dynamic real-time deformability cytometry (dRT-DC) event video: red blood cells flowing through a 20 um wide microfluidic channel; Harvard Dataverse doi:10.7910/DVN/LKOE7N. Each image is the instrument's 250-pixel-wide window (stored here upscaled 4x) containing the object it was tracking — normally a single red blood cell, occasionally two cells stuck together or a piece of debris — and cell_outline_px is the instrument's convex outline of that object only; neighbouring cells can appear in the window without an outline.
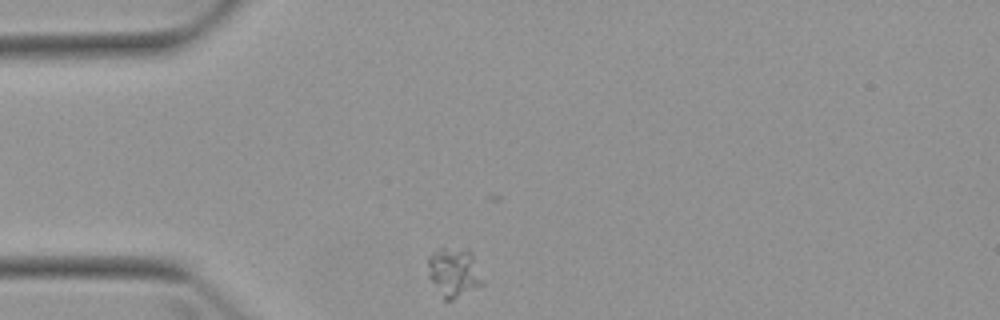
{"species": "Egyptian fruit bat (a non-hibernating species)", "species_latin": "Rousettus aegyptiacus", "temperature_condition": "warm", "stored_images_in_passage": 9, "camera_frame_rate_fps": 3000, "um_per_image_px": 0.085, "animal": {"sex": "female"}, "frame": {"image": 1, "passage_image": 1, "time_ms": 0.0, "image_size_px": [1000, 320], "cell_outline_px": [[484, 284], [452, 300], [444, 300], [428, 276], [428, 256], [436, 248], [468, 248], [472, 252], [484, 280]], "centroid_in_image_um": [38.59, 23.12], "position_along_channel_um": 46.4, "area_um2": 15.95}}
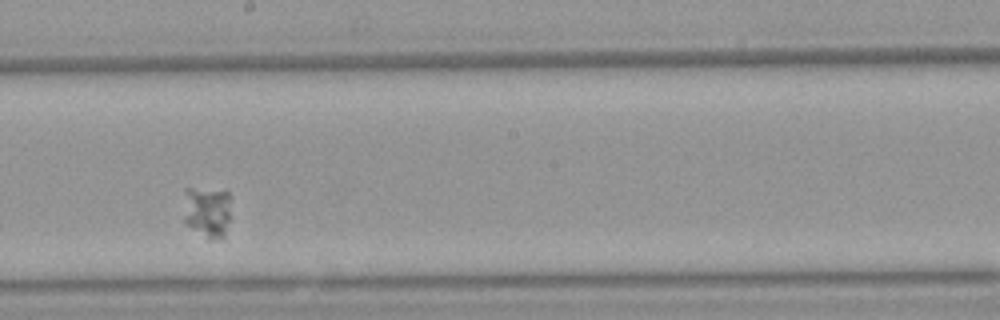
{"frame": {"image": 2, "passage_image": 6, "time_ms": 5.667, "image_size_px": [1000, 320], "cell_outline_px": [[232, 196], [228, 220], [224, 240], [208, 240], [184, 224], [184, 188], [192, 188], [228, 192]], "centroid_in_image_um": [17.61, 18.04], "position_along_channel_um": 230.6, "area_um2": 14.74}}
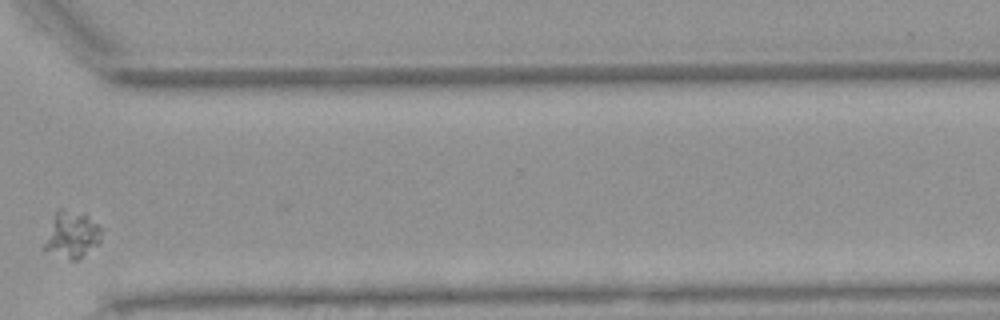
{"frame": {"image": 3, "passage_image": 9, "time_ms": 9.333, "image_size_px": [1000, 320], "cell_outline_px": [[100, 244], [76, 260], [72, 260], [44, 252], [44, 244], [56, 212], [60, 208], [84, 212], [100, 228]], "centroid_in_image_um": [6.11, 19.96], "position_along_channel_um": 364.5, "area_um2": 15.32}}